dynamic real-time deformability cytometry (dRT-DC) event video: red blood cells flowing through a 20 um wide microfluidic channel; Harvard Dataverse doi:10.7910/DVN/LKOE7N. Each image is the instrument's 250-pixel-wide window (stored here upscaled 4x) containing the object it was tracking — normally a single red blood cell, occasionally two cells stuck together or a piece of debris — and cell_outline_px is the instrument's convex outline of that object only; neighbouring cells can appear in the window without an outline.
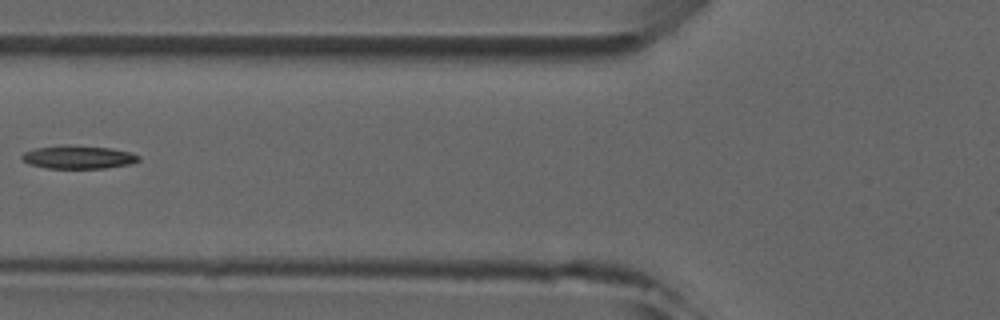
{"species": "common noctule bat (a hibernating species)", "species_latin": "Nyctalus noctula", "temperature_condition": "room temperature", "stored_images_in_passage": 5, "camera_frame_rate_fps": 3000, "um_per_image_px": 0.085, "animal": {"sex": "male", "forearm_length_mm": 52.5}, "frame": {"image": 1, "passage_image": 3, "time_ms": 2.333, "image_size_px": [1000, 320], "cell_outline_px": [[140, 160], [128, 164], [104, 168], [48, 168], [28, 164], [20, 156], [24, 152], [36, 148], [64, 144], [68, 144], [112, 148], [128, 152], [140, 156]], "centroid_in_image_um": [6.63, 13.34], "position_along_channel_um": 119.2, "area_um2": 15.78}}
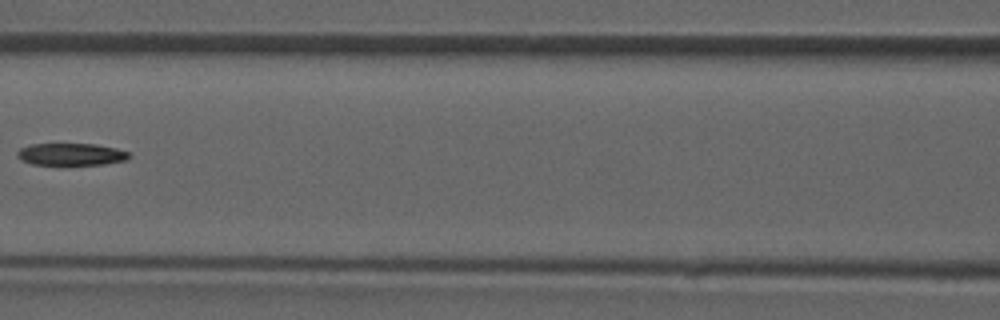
{"frame": {"image": 2, "passage_image": 4, "time_ms": 3.333, "image_size_px": [1000, 320], "cell_outline_px": [[132, 156], [128, 160], [104, 164], [32, 164], [20, 160], [16, 156], [16, 152], [20, 148], [32, 144], [96, 144], [116, 148], [128, 152]], "centroid_in_image_um": [6.05, 13.11], "position_along_channel_um": 160.5, "area_um2": 14.45}}